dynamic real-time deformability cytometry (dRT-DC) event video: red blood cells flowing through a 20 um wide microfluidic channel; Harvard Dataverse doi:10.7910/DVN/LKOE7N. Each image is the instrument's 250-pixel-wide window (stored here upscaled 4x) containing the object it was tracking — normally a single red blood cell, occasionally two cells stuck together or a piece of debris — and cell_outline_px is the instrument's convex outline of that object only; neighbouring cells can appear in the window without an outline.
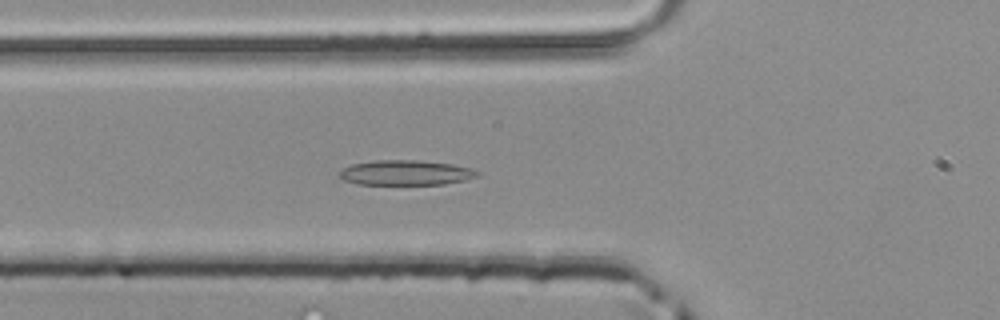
{"species": "common noctule bat (a hibernating species)", "species_latin": "Nyctalus noctula", "temperature_condition": "room temperature", "stored_images_in_passage": 43, "camera_frame_rate_fps": 3000, "um_per_image_px": 0.085, "animal": {"sex": "male", "body_mass_g": 20.4}, "frame": {"image": 1, "passage_image": 12, "time_ms": 3.667, "image_size_px": [1000, 320], "cell_outline_px": [[480, 176], [464, 180], [444, 184], [356, 184], [344, 180], [340, 176], [340, 172], [344, 168], [352, 164], [376, 160], [420, 160], [452, 164], [472, 168], [480, 172]], "centroid_in_image_um": [34.53, 14.67], "position_along_channel_um": 91.3, "area_um2": 20.06}}
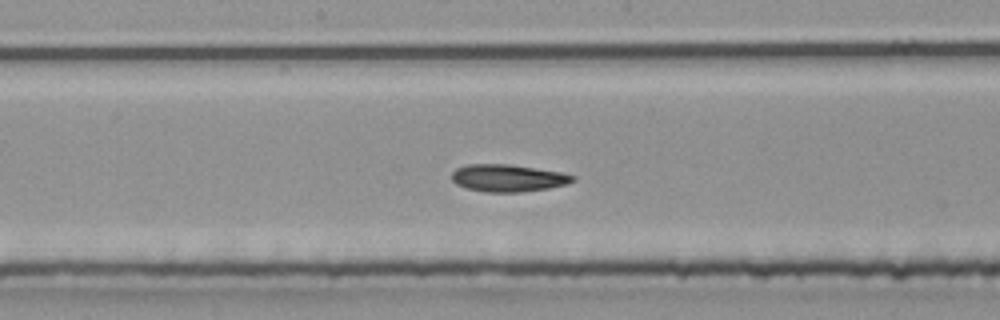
{"frame": {"image": 2, "passage_image": 20, "time_ms": 6.333, "image_size_px": [1000, 320], "cell_outline_px": [[576, 180], [568, 184], [548, 188], [520, 192], [484, 192], [468, 188], [456, 184], [452, 180], [452, 172], [456, 168], [464, 164], [508, 164], [560, 172], [576, 176]], "centroid_in_image_um": [43.17, 15.13], "position_along_channel_um": 205.0, "area_um2": 19.25}}
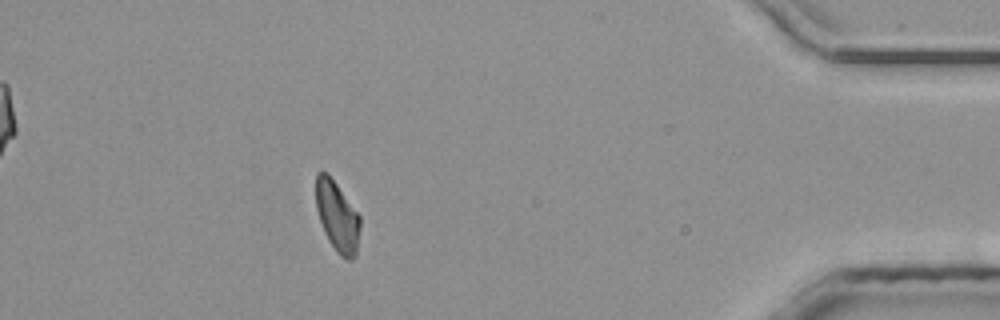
{"frame": {"image": 3, "passage_image": 38, "time_ms": 12.333, "image_size_px": [1000, 320], "cell_outline_px": [[360, 228], [356, 256], [352, 260], [348, 260], [340, 256], [336, 252], [328, 240], [324, 232], [316, 208], [316, 172], [328, 172], [360, 216]], "centroid_in_image_um": [28.67, 18.41], "position_along_channel_um": 406.5, "area_um2": 18.21}}